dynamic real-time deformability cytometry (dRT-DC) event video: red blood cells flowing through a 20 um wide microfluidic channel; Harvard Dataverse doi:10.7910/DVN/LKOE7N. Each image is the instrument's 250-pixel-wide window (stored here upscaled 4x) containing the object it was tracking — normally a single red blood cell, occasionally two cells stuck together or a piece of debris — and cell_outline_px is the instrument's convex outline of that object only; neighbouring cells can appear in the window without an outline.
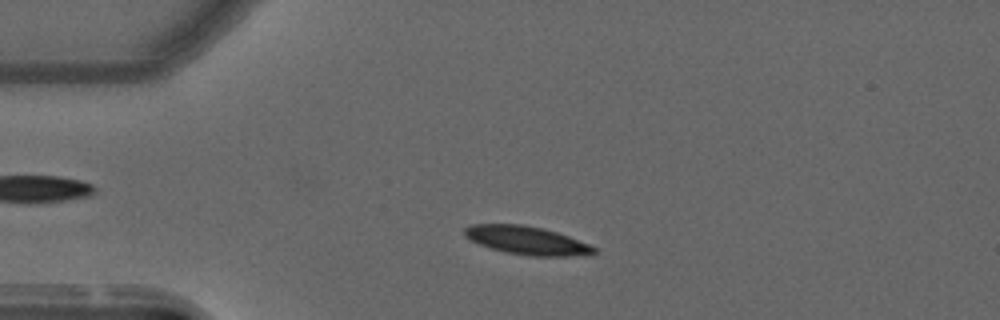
{"species": "common noctule bat (a hibernating species)", "species_latin": "Nyctalus noctula", "temperature_condition": "warm", "stored_images_in_passage": 51, "camera_frame_rate_fps": 3000, "um_per_image_px": 0.085, "animal": {"sex": "male", "forearm_length_mm": 52.5}, "frame": {"image": 1, "passage_image": 9, "time_ms": 2.667, "image_size_px": [1000, 320], "cell_outline_px": [[596, 252], [568, 256], [532, 256], [508, 252], [492, 248], [480, 244], [464, 236], [464, 228], [472, 224], [524, 224], [544, 228], [568, 236], [588, 244], [596, 248]], "centroid_in_image_um": [44.75, 20.41], "position_along_channel_um": 40.3, "area_um2": 20.98}}
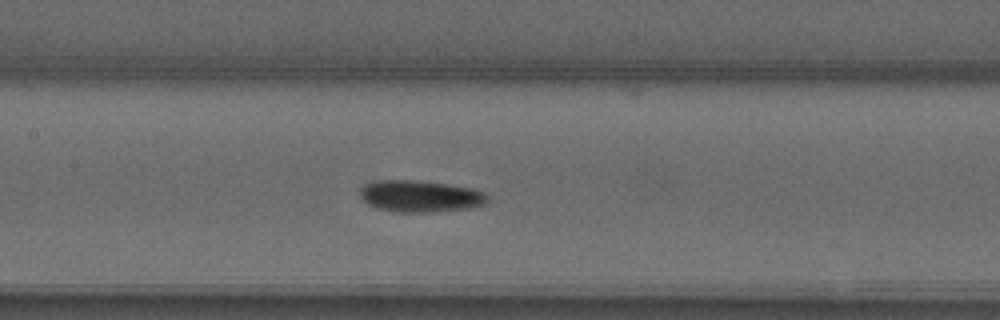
{"frame": {"image": 2, "passage_image": 22, "time_ms": 7.0, "image_size_px": [1000, 320], "cell_outline_px": [[488, 204], [468, 208], [432, 212], [396, 212], [376, 208], [368, 204], [360, 196], [360, 188], [364, 184], [376, 180], [416, 180], [472, 188], [484, 192], [488, 196]], "centroid_in_image_um": [35.71, 16.68], "position_along_channel_um": 171.7, "area_um2": 23.64}}
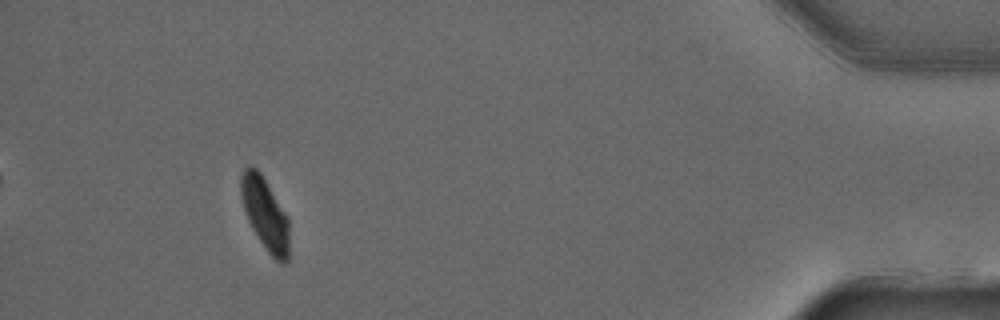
{"frame": {"image": 3, "passage_image": 47, "time_ms": 15.333, "image_size_px": [1000, 320], "cell_outline_px": [[288, 260], [284, 264], [276, 260], [268, 252], [252, 228], [248, 220], [240, 196], [240, 176], [244, 168], [256, 168], [260, 172], [288, 216]], "centroid_in_image_um": [22.52, 18.17], "position_along_channel_um": 412.7, "area_um2": 20.06}, "authors_computed_cell_mechanics": {"area_um2": 22.0218, "velocity_mm_per_s": 3.6747, "shape_relaxation_time_tau1_ms": 5.0172, "shape_relaxation_time_tau2_ms": 4.6257, "deformation_change_tau1": 0.1682, "deformation_change_tau2": 0.0797}}